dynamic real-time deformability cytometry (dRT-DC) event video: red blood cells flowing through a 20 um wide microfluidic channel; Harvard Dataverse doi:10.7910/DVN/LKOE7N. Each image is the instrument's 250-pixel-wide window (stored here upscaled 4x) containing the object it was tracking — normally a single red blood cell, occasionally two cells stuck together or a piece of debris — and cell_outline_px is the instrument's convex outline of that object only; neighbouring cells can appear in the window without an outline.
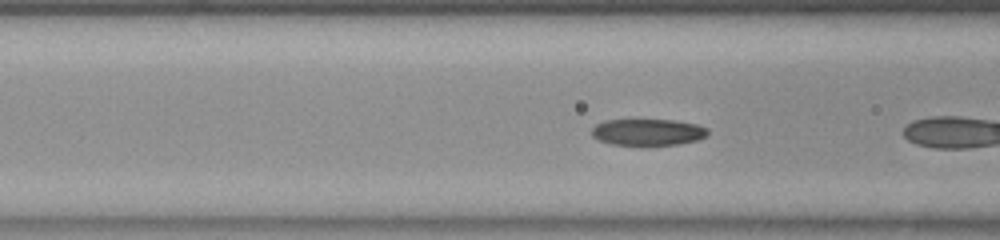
{"species": "common noctule bat (a hibernating species)", "species_latin": "Nyctalus noctula", "temperature_condition": "room temperature", "stored_images_in_passage": 25, "camera_frame_rate_fps": 3000, "um_per_image_px": 0.085, "animal": {"sex": "female", "body_mass_g": 23.0, "forearm_length_mm": 53.4}, "frame": {"image": 1, "passage_image": 4, "time_ms": 1.0, "image_size_px": [1000, 240], "cell_outline_px": [[708, 132], [704, 136], [696, 140], [680, 144], [612, 144], [596, 140], [592, 136], [592, 128], [596, 124], [608, 120], [676, 120], [696, 124], [708, 128]], "centroid_in_image_um": [55.05, 11.22], "position_along_channel_um": 111.6, "area_um2": 17.69}}
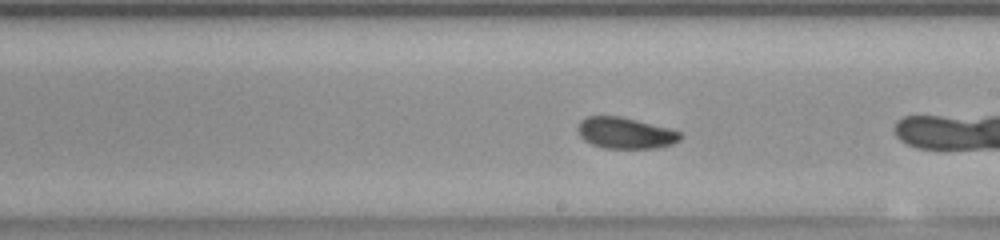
{"frame": {"image": 2, "passage_image": 14, "time_ms": 4.333, "image_size_px": [1000, 240], "cell_outline_px": [[680, 140], [672, 144], [660, 148], [604, 148], [592, 144], [584, 140], [580, 136], [576, 128], [580, 120], [588, 116], [620, 116], [668, 128], [680, 132]], "centroid_in_image_um": [53.12, 11.31], "position_along_channel_um": 235.9, "area_um2": 18.61}}
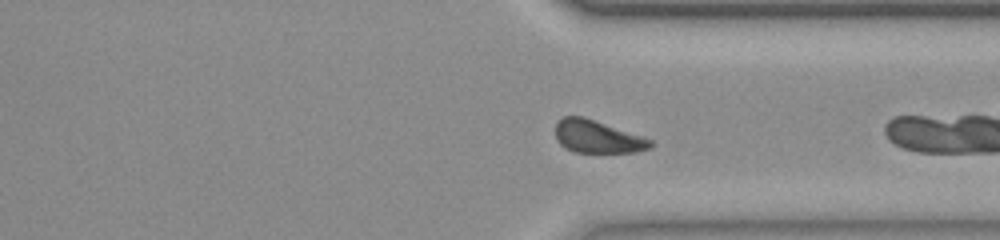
{"frame": {"image": 3, "passage_image": 24, "time_ms": 7.667, "image_size_px": [1000, 240], "cell_outline_px": [[652, 148], [636, 152], [572, 152], [564, 148], [556, 140], [556, 120], [564, 116], [584, 116], [652, 140]], "centroid_in_image_um": [50.74, 11.62], "position_along_channel_um": 360.7, "area_um2": 18.15}}